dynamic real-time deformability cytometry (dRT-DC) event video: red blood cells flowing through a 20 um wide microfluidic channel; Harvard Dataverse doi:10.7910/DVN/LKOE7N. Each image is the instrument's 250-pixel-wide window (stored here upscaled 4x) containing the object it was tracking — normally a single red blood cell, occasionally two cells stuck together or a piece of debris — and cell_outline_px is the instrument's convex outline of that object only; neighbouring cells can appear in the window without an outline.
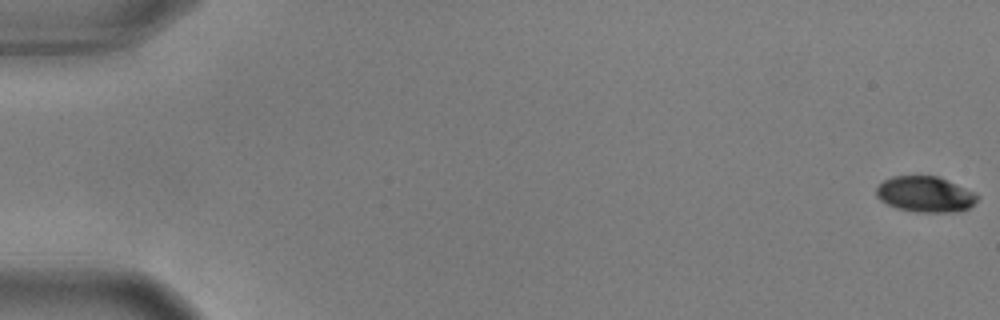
{"species": "common noctule bat (a hibernating species)", "species_latin": "Nyctalus noctula", "temperature_condition": "warm", "stored_images_in_passage": 57, "camera_frame_rate_fps": 3000, "um_per_image_px": 0.085, "animal": {"sex": "male", "body_mass_g": 17.9, "forearm_length_mm": 54.2}, "frame": {"image": 1, "passage_image": 1, "time_ms": 0.0, "image_size_px": [1000, 320], "cell_outline_px": [[980, 196], [968, 208], [956, 212], [916, 212], [896, 208], [880, 200], [876, 196], [876, 188], [884, 180], [892, 176], [936, 176], [976, 192]], "centroid_in_image_um": [78.64, 16.52], "position_along_channel_um": 6.4, "area_um2": 20.98}}
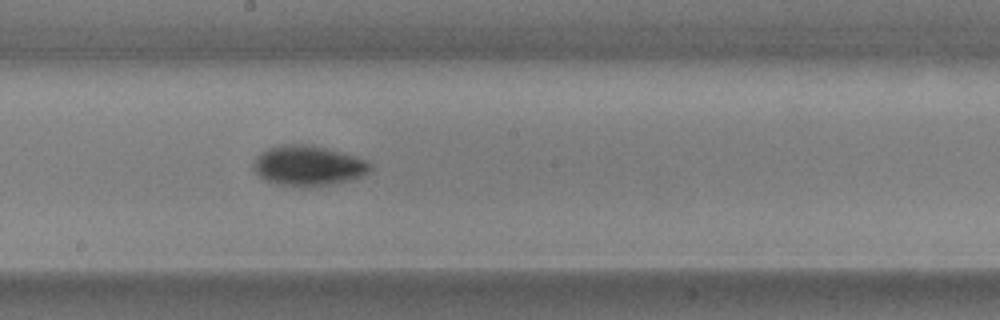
{"frame": {"image": 2, "passage_image": 32, "time_ms": 10.333, "image_size_px": [1000, 320], "cell_outline_px": [[372, 168], [368, 172], [352, 180], [312, 188], [292, 188], [276, 184], [264, 180], [252, 168], [252, 164], [256, 156], [260, 152], [268, 148], [280, 144], [312, 144], [352, 156], [364, 160], [372, 164]], "centroid_in_image_um": [26.13, 14.11], "position_along_channel_um": 222.1, "area_um2": 27.86}}
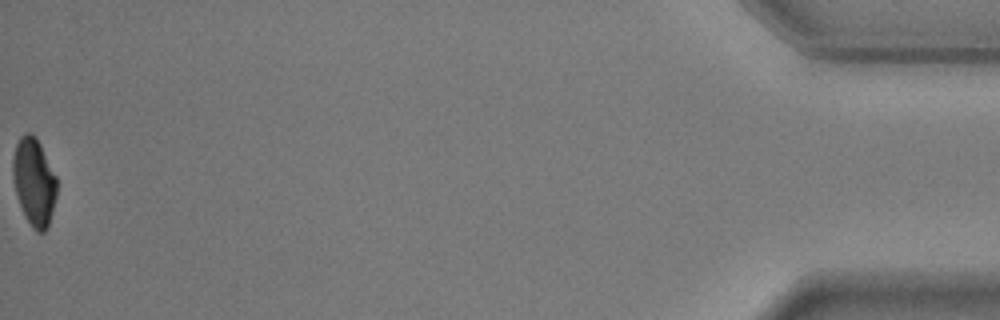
{"frame": {"image": 3, "passage_image": 57, "time_ms": 18.667, "image_size_px": [1000, 320], "cell_outline_px": [[56, 196], [48, 228], [44, 232], [36, 232], [32, 228], [24, 216], [12, 180], [12, 156], [16, 144], [20, 136], [24, 132], [32, 132], [36, 136], [56, 176]], "centroid_in_image_um": [2.87, 15.44], "position_along_channel_um": 432.3, "area_um2": 22.66}, "authors_computed_cell_mechanics": {"area_um2": 23.8714, "velocity_mm_per_s": 3.6429, "shape_relaxation_time_tau1_ms": 1.9284, "shape_relaxation_time_tau2_ms": 3.2477, "deformation_change_tau1": 0.1539, "deformation_change_tau2": 0.046}}